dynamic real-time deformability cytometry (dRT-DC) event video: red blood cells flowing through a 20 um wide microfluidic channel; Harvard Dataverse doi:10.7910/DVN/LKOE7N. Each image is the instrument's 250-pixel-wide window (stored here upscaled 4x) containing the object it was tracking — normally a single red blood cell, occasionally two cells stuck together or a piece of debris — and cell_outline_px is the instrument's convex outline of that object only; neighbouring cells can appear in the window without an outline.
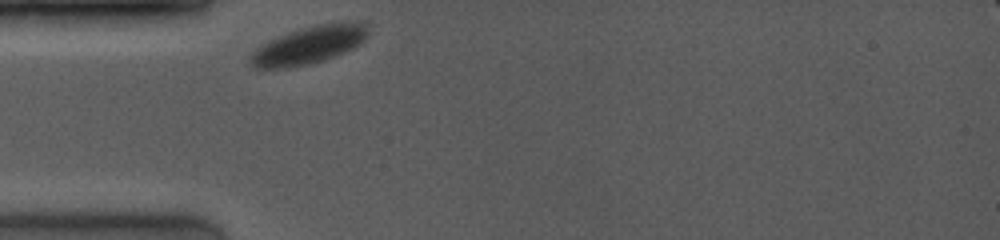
{"species": "common noctule bat (a hibernating species)", "species_latin": "Nyctalus noctula", "temperature_condition": "room temperature", "stored_images_in_passage": 25, "camera_frame_rate_fps": 4000, "um_per_image_px": 0.085, "animal": {"sex": "female", "body_mass_g": 19.0, "forearm_length_mm": 53.3}, "frame": {"image": 1, "passage_image": 1, "time_ms": 0.0, "image_size_px": [1000, 240], "cell_outline_px": [[368, 36], [360, 44], [344, 52], [324, 60], [308, 64], [288, 68], [252, 68], [248, 56], [256, 48], [268, 40], [304, 28], [320, 24], [348, 20], [364, 24], [368, 32]], "centroid_in_image_um": [26.24, 3.84], "position_along_channel_um": 58.8, "area_um2": 25.66}}
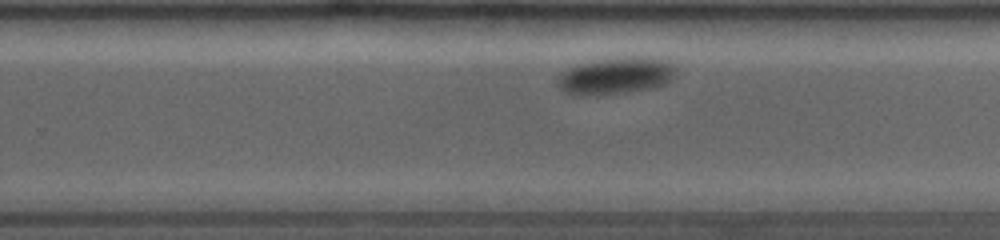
{"frame": {"image": 2, "passage_image": 18, "time_ms": 6.5, "image_size_px": [1000, 240], "cell_outline_px": [[676, 68], [672, 80], [656, 88], [600, 96], [580, 96], [564, 92], [556, 84], [556, 76], [580, 64], [604, 60], [636, 56], [652, 56], [668, 60], [676, 64]], "centroid_in_image_um": [52.41, 6.47], "position_along_channel_um": 277.4, "area_um2": 25.84}}
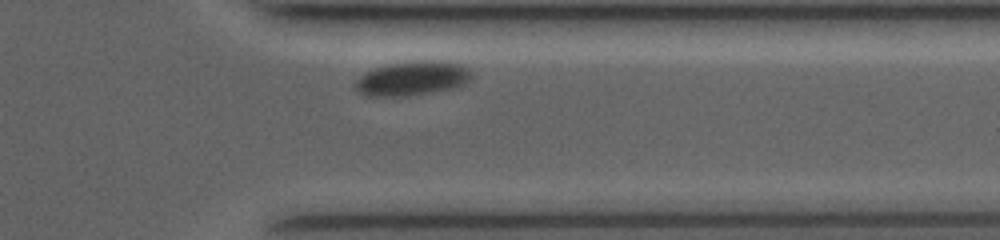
{"frame": {"image": 3, "passage_image": 24, "time_ms": 9.25, "image_size_px": [1000, 240], "cell_outline_px": [[472, 76], [464, 84], [452, 88], [408, 96], [368, 96], [356, 92], [356, 80], [364, 72], [376, 68], [392, 64], [424, 60], [448, 60], [460, 64], [468, 68], [472, 72]], "centroid_in_image_um": [35.06, 6.66], "position_along_channel_um": 376.3, "area_um2": 23.18}}